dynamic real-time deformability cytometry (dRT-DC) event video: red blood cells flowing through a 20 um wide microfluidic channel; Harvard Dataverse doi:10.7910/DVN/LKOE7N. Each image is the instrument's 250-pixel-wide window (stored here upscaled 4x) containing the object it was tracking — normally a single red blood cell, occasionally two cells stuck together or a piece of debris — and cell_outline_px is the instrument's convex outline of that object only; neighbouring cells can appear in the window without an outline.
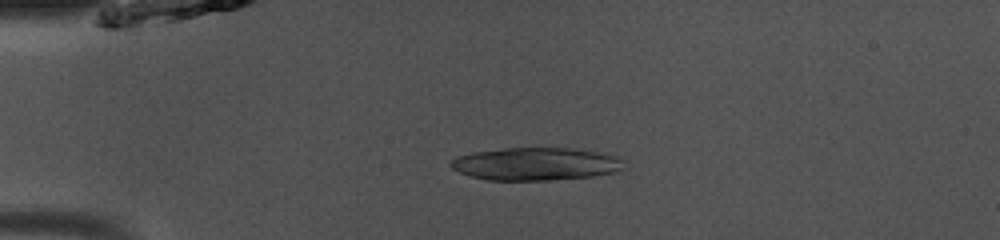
{"species": "common noctule bat (a hibernating species)", "species_latin": "Nyctalus noctula", "temperature_condition": "room temperature", "stored_images_in_passage": 38, "camera_frame_rate_fps": 3000, "um_per_image_px": 0.085, "animal": {"sex": "male", "body_mass_g": 13.0, "forearm_length_mm": 53.1}, "frame": {"image": 1, "passage_image": 1, "time_ms": 0.0, "image_size_px": [1000, 240], "cell_outline_px": [[624, 168], [612, 172], [592, 176], [548, 180], [488, 180], [472, 176], [460, 172], [452, 168], [448, 164], [456, 156], [472, 152], [504, 148], [568, 148], [596, 152], [620, 156], [624, 160]], "centroid_in_image_um": [45.53, 13.93], "position_along_channel_um": 39.5, "area_um2": 33.0}}